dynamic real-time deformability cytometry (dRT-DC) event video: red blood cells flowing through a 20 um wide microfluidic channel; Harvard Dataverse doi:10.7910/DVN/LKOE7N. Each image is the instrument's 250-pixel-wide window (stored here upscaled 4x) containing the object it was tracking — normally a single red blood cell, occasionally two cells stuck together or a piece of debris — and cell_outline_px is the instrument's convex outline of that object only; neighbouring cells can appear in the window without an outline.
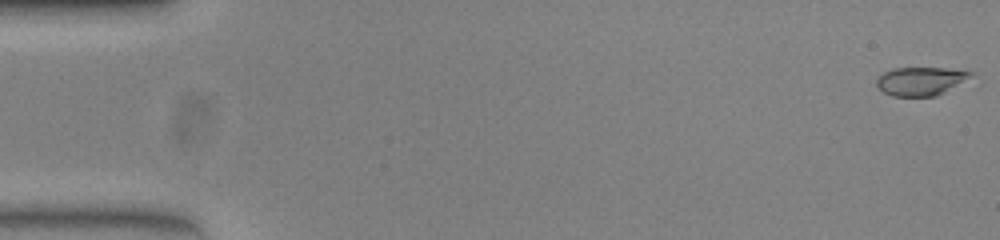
{"species": "common noctule bat (a hibernating species)", "species_latin": "Nyctalus noctula", "temperature_condition": "warm", "stored_images_in_passage": 53, "camera_frame_rate_fps": 3000, "um_per_image_px": 0.085, "animal": {"sex": "female", "body_mass_g": 23.0, "forearm_length_mm": 53.4}, "frame": {"image": 1, "passage_image": 1, "time_ms": 0.0, "image_size_px": [1000, 240], "cell_outline_px": [[972, 76], [944, 92], [936, 96], [892, 96], [884, 92], [876, 84], [876, 80], [884, 72], [892, 68], [944, 68], [972, 72]], "centroid_in_image_um": [78.22, 6.89], "position_along_channel_um": 6.8, "area_um2": 15.32}}
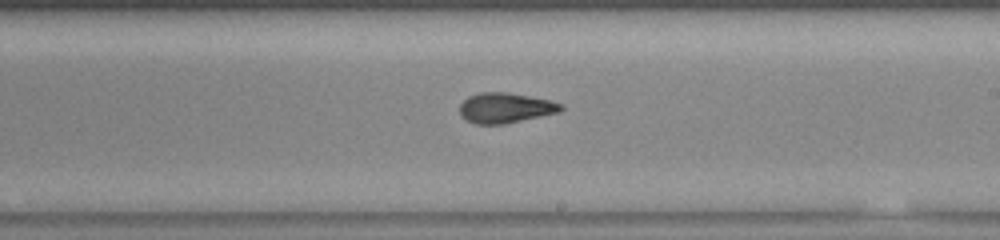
{"frame": {"image": 2, "passage_image": 31, "time_ms": 10.0, "image_size_px": [1000, 240], "cell_outline_px": [[564, 108], [560, 112], [504, 124], [476, 124], [460, 116], [460, 104], [468, 96], [480, 92], [508, 92], [548, 100], [564, 104]], "centroid_in_image_um": [42.96, 9.17], "position_along_channel_um": 246.0, "area_um2": 17.8}}
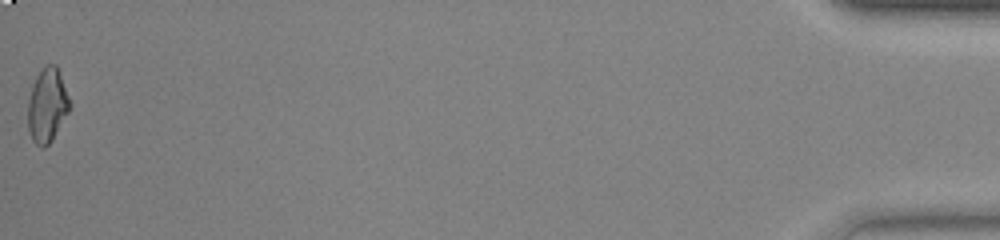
{"frame": {"image": 3, "passage_image": 53, "time_ms": 17.333, "image_size_px": [1000, 240], "cell_outline_px": [[72, 104], [68, 112], [52, 140], [44, 148], [36, 144], [32, 140], [28, 128], [28, 100], [32, 84], [36, 76], [48, 64], [56, 64], [60, 72]], "centroid_in_image_um": [4.02, 8.94], "position_along_channel_um": 431.2, "area_um2": 18.09}, "authors_computed_cell_mechanics": {"area_um2": 17.6868, "velocity_mm_per_s": 3.9155, "shape_relaxation_time_tau1_ms": null, "shape_relaxation_time_tau2_ms": 1.7719, "deformation_change_tau1": null, "deformation_change_tau2": 0.0746}}